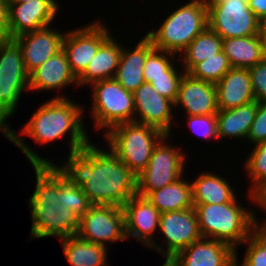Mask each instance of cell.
I'll list each match as a JSON object with an SVG mask.
<instances>
[{
    "label": "cell",
    "instance_id": "1",
    "mask_svg": "<svg viewBox=\"0 0 266 266\" xmlns=\"http://www.w3.org/2000/svg\"><path fill=\"white\" fill-rule=\"evenodd\" d=\"M8 128L3 135L16 145L32 164L36 187L29 197L33 238L57 236L60 239L77 235L79 220L92 204L80 186L75 185L48 158L40 157L31 146Z\"/></svg>",
    "mask_w": 266,
    "mask_h": 266
},
{
    "label": "cell",
    "instance_id": "2",
    "mask_svg": "<svg viewBox=\"0 0 266 266\" xmlns=\"http://www.w3.org/2000/svg\"><path fill=\"white\" fill-rule=\"evenodd\" d=\"M98 147L90 142L69 153L65 164L57 167L81 187L92 205L122 207L137 194V175L110 149Z\"/></svg>",
    "mask_w": 266,
    "mask_h": 266
},
{
    "label": "cell",
    "instance_id": "3",
    "mask_svg": "<svg viewBox=\"0 0 266 266\" xmlns=\"http://www.w3.org/2000/svg\"><path fill=\"white\" fill-rule=\"evenodd\" d=\"M83 107L67 95L58 94L33 112L31 119L20 131L21 136H29L37 144L47 145L70 134L69 153L78 151L91 142L83 125Z\"/></svg>",
    "mask_w": 266,
    "mask_h": 266
},
{
    "label": "cell",
    "instance_id": "4",
    "mask_svg": "<svg viewBox=\"0 0 266 266\" xmlns=\"http://www.w3.org/2000/svg\"><path fill=\"white\" fill-rule=\"evenodd\" d=\"M193 205L202 237L225 242L234 249L259 225L254 209L244 207L237 197L222 204Z\"/></svg>",
    "mask_w": 266,
    "mask_h": 266
},
{
    "label": "cell",
    "instance_id": "5",
    "mask_svg": "<svg viewBox=\"0 0 266 266\" xmlns=\"http://www.w3.org/2000/svg\"><path fill=\"white\" fill-rule=\"evenodd\" d=\"M189 1L169 13L158 29H151L145 34L155 49L179 56L208 27L206 0Z\"/></svg>",
    "mask_w": 266,
    "mask_h": 266
},
{
    "label": "cell",
    "instance_id": "6",
    "mask_svg": "<svg viewBox=\"0 0 266 266\" xmlns=\"http://www.w3.org/2000/svg\"><path fill=\"white\" fill-rule=\"evenodd\" d=\"M164 135L153 126L133 121L118 124L103 136L108 148L138 176L146 168L155 145Z\"/></svg>",
    "mask_w": 266,
    "mask_h": 266
},
{
    "label": "cell",
    "instance_id": "7",
    "mask_svg": "<svg viewBox=\"0 0 266 266\" xmlns=\"http://www.w3.org/2000/svg\"><path fill=\"white\" fill-rule=\"evenodd\" d=\"M27 90L29 74L19 44L14 39L0 40V132L11 128L8 118L15 114L21 95Z\"/></svg>",
    "mask_w": 266,
    "mask_h": 266
},
{
    "label": "cell",
    "instance_id": "8",
    "mask_svg": "<svg viewBox=\"0 0 266 266\" xmlns=\"http://www.w3.org/2000/svg\"><path fill=\"white\" fill-rule=\"evenodd\" d=\"M91 119L97 130L106 132L121 123L133 122L135 118L134 96L125 90L115 78L90 84Z\"/></svg>",
    "mask_w": 266,
    "mask_h": 266
},
{
    "label": "cell",
    "instance_id": "9",
    "mask_svg": "<svg viewBox=\"0 0 266 266\" xmlns=\"http://www.w3.org/2000/svg\"><path fill=\"white\" fill-rule=\"evenodd\" d=\"M170 135H164L155 145L146 168L137 176V194L146 197L184 176L185 151L168 143ZM180 148V149H179Z\"/></svg>",
    "mask_w": 266,
    "mask_h": 266
},
{
    "label": "cell",
    "instance_id": "10",
    "mask_svg": "<svg viewBox=\"0 0 266 266\" xmlns=\"http://www.w3.org/2000/svg\"><path fill=\"white\" fill-rule=\"evenodd\" d=\"M208 27L222 39L259 34V20L247 0H206Z\"/></svg>",
    "mask_w": 266,
    "mask_h": 266
},
{
    "label": "cell",
    "instance_id": "11",
    "mask_svg": "<svg viewBox=\"0 0 266 266\" xmlns=\"http://www.w3.org/2000/svg\"><path fill=\"white\" fill-rule=\"evenodd\" d=\"M77 236L109 247L116 241H126L123 207L92 205L79 220Z\"/></svg>",
    "mask_w": 266,
    "mask_h": 266
},
{
    "label": "cell",
    "instance_id": "12",
    "mask_svg": "<svg viewBox=\"0 0 266 266\" xmlns=\"http://www.w3.org/2000/svg\"><path fill=\"white\" fill-rule=\"evenodd\" d=\"M159 231L162 233L166 245H159L155 241L149 249H154L165 258L171 259L193 242L202 238L194 207L161 213Z\"/></svg>",
    "mask_w": 266,
    "mask_h": 266
},
{
    "label": "cell",
    "instance_id": "13",
    "mask_svg": "<svg viewBox=\"0 0 266 266\" xmlns=\"http://www.w3.org/2000/svg\"><path fill=\"white\" fill-rule=\"evenodd\" d=\"M102 21H94L82 28L66 32L63 50L71 72L78 78L87 68L99 46L112 34Z\"/></svg>",
    "mask_w": 266,
    "mask_h": 266
},
{
    "label": "cell",
    "instance_id": "14",
    "mask_svg": "<svg viewBox=\"0 0 266 266\" xmlns=\"http://www.w3.org/2000/svg\"><path fill=\"white\" fill-rule=\"evenodd\" d=\"M135 118L134 122L150 125L161 130L166 135L173 133L172 126L174 103L161 96L153 86L144 82L134 92ZM174 124V125H172ZM172 132V133H171Z\"/></svg>",
    "mask_w": 266,
    "mask_h": 266
},
{
    "label": "cell",
    "instance_id": "15",
    "mask_svg": "<svg viewBox=\"0 0 266 266\" xmlns=\"http://www.w3.org/2000/svg\"><path fill=\"white\" fill-rule=\"evenodd\" d=\"M57 0L8 3L10 39L51 25L59 13Z\"/></svg>",
    "mask_w": 266,
    "mask_h": 266
},
{
    "label": "cell",
    "instance_id": "16",
    "mask_svg": "<svg viewBox=\"0 0 266 266\" xmlns=\"http://www.w3.org/2000/svg\"><path fill=\"white\" fill-rule=\"evenodd\" d=\"M122 207L126 239L133 237L149 248L157 240L154 233L159 229L160 211L147 197L139 194L131 197Z\"/></svg>",
    "mask_w": 266,
    "mask_h": 266
},
{
    "label": "cell",
    "instance_id": "17",
    "mask_svg": "<svg viewBox=\"0 0 266 266\" xmlns=\"http://www.w3.org/2000/svg\"><path fill=\"white\" fill-rule=\"evenodd\" d=\"M50 26L14 38L22 50L24 67L28 74L63 49L66 32Z\"/></svg>",
    "mask_w": 266,
    "mask_h": 266
},
{
    "label": "cell",
    "instance_id": "18",
    "mask_svg": "<svg viewBox=\"0 0 266 266\" xmlns=\"http://www.w3.org/2000/svg\"><path fill=\"white\" fill-rule=\"evenodd\" d=\"M184 115H216L218 113L215 84L205 82L184 73L174 103V108Z\"/></svg>",
    "mask_w": 266,
    "mask_h": 266
},
{
    "label": "cell",
    "instance_id": "19",
    "mask_svg": "<svg viewBox=\"0 0 266 266\" xmlns=\"http://www.w3.org/2000/svg\"><path fill=\"white\" fill-rule=\"evenodd\" d=\"M234 251L225 242L202 237L177 253L172 260L178 266H233Z\"/></svg>",
    "mask_w": 266,
    "mask_h": 266
},
{
    "label": "cell",
    "instance_id": "20",
    "mask_svg": "<svg viewBox=\"0 0 266 266\" xmlns=\"http://www.w3.org/2000/svg\"><path fill=\"white\" fill-rule=\"evenodd\" d=\"M75 84L79 88L76 76L71 72L68 58L62 49L40 67L29 74V91H62L65 86ZM61 89V90H60Z\"/></svg>",
    "mask_w": 266,
    "mask_h": 266
},
{
    "label": "cell",
    "instance_id": "21",
    "mask_svg": "<svg viewBox=\"0 0 266 266\" xmlns=\"http://www.w3.org/2000/svg\"><path fill=\"white\" fill-rule=\"evenodd\" d=\"M215 88L218 110H229L256 101L249 69L231 68Z\"/></svg>",
    "mask_w": 266,
    "mask_h": 266
},
{
    "label": "cell",
    "instance_id": "22",
    "mask_svg": "<svg viewBox=\"0 0 266 266\" xmlns=\"http://www.w3.org/2000/svg\"><path fill=\"white\" fill-rule=\"evenodd\" d=\"M122 45V53L115 79L127 91L134 92L145 80L144 63L147 55L154 49L151 40L144 35L136 46L126 49Z\"/></svg>",
    "mask_w": 266,
    "mask_h": 266
},
{
    "label": "cell",
    "instance_id": "23",
    "mask_svg": "<svg viewBox=\"0 0 266 266\" xmlns=\"http://www.w3.org/2000/svg\"><path fill=\"white\" fill-rule=\"evenodd\" d=\"M117 41L111 34L99 46L85 71L77 78L79 87L115 77L122 53V45Z\"/></svg>",
    "mask_w": 266,
    "mask_h": 266
},
{
    "label": "cell",
    "instance_id": "24",
    "mask_svg": "<svg viewBox=\"0 0 266 266\" xmlns=\"http://www.w3.org/2000/svg\"><path fill=\"white\" fill-rule=\"evenodd\" d=\"M195 179L191 182L193 204H222L239 197L230 181L216 172H202Z\"/></svg>",
    "mask_w": 266,
    "mask_h": 266
},
{
    "label": "cell",
    "instance_id": "25",
    "mask_svg": "<svg viewBox=\"0 0 266 266\" xmlns=\"http://www.w3.org/2000/svg\"><path fill=\"white\" fill-rule=\"evenodd\" d=\"M257 110V101L229 110H218L217 137L218 140L238 138L246 139Z\"/></svg>",
    "mask_w": 266,
    "mask_h": 266
},
{
    "label": "cell",
    "instance_id": "26",
    "mask_svg": "<svg viewBox=\"0 0 266 266\" xmlns=\"http://www.w3.org/2000/svg\"><path fill=\"white\" fill-rule=\"evenodd\" d=\"M222 50L232 68L249 69L263 60V40L259 34L222 39Z\"/></svg>",
    "mask_w": 266,
    "mask_h": 266
},
{
    "label": "cell",
    "instance_id": "27",
    "mask_svg": "<svg viewBox=\"0 0 266 266\" xmlns=\"http://www.w3.org/2000/svg\"><path fill=\"white\" fill-rule=\"evenodd\" d=\"M64 255L72 266H109L108 247L80 239L77 235L60 239Z\"/></svg>",
    "mask_w": 266,
    "mask_h": 266
},
{
    "label": "cell",
    "instance_id": "28",
    "mask_svg": "<svg viewBox=\"0 0 266 266\" xmlns=\"http://www.w3.org/2000/svg\"><path fill=\"white\" fill-rule=\"evenodd\" d=\"M184 177L146 196L160 213L193 208L192 184Z\"/></svg>",
    "mask_w": 266,
    "mask_h": 266
},
{
    "label": "cell",
    "instance_id": "29",
    "mask_svg": "<svg viewBox=\"0 0 266 266\" xmlns=\"http://www.w3.org/2000/svg\"><path fill=\"white\" fill-rule=\"evenodd\" d=\"M222 38L207 27L180 54L181 68L188 73L197 63L222 52Z\"/></svg>",
    "mask_w": 266,
    "mask_h": 266
},
{
    "label": "cell",
    "instance_id": "30",
    "mask_svg": "<svg viewBox=\"0 0 266 266\" xmlns=\"http://www.w3.org/2000/svg\"><path fill=\"white\" fill-rule=\"evenodd\" d=\"M250 152L244 164L246 175L251 181L248 201L259 208L258 197L266 190V141L254 145Z\"/></svg>",
    "mask_w": 266,
    "mask_h": 266
},
{
    "label": "cell",
    "instance_id": "31",
    "mask_svg": "<svg viewBox=\"0 0 266 266\" xmlns=\"http://www.w3.org/2000/svg\"><path fill=\"white\" fill-rule=\"evenodd\" d=\"M231 68L228 57L222 51L197 63L188 73L196 79L216 84Z\"/></svg>",
    "mask_w": 266,
    "mask_h": 266
},
{
    "label": "cell",
    "instance_id": "32",
    "mask_svg": "<svg viewBox=\"0 0 266 266\" xmlns=\"http://www.w3.org/2000/svg\"><path fill=\"white\" fill-rule=\"evenodd\" d=\"M178 59L176 54L153 49L146 57L143 69V76L145 82H152L154 78H158L159 76H166V70L173 64L178 63L176 61Z\"/></svg>",
    "mask_w": 266,
    "mask_h": 266
},
{
    "label": "cell",
    "instance_id": "33",
    "mask_svg": "<svg viewBox=\"0 0 266 266\" xmlns=\"http://www.w3.org/2000/svg\"><path fill=\"white\" fill-rule=\"evenodd\" d=\"M243 244L247 246L244 257L251 266H266V226L259 224Z\"/></svg>",
    "mask_w": 266,
    "mask_h": 266
},
{
    "label": "cell",
    "instance_id": "34",
    "mask_svg": "<svg viewBox=\"0 0 266 266\" xmlns=\"http://www.w3.org/2000/svg\"><path fill=\"white\" fill-rule=\"evenodd\" d=\"M176 63L172 64L166 70V76H159L158 78H154L150 84L153 88L163 97L171 100L175 103L179 91V86L182 80V77L185 73L183 68L182 71L176 68ZM180 72H179V71Z\"/></svg>",
    "mask_w": 266,
    "mask_h": 266
},
{
    "label": "cell",
    "instance_id": "35",
    "mask_svg": "<svg viewBox=\"0 0 266 266\" xmlns=\"http://www.w3.org/2000/svg\"><path fill=\"white\" fill-rule=\"evenodd\" d=\"M187 124L191 131L198 137L214 140L217 137V119L216 115H185ZM212 138V139H211Z\"/></svg>",
    "mask_w": 266,
    "mask_h": 266
},
{
    "label": "cell",
    "instance_id": "36",
    "mask_svg": "<svg viewBox=\"0 0 266 266\" xmlns=\"http://www.w3.org/2000/svg\"><path fill=\"white\" fill-rule=\"evenodd\" d=\"M252 89L257 102L266 103V61L249 68Z\"/></svg>",
    "mask_w": 266,
    "mask_h": 266
},
{
    "label": "cell",
    "instance_id": "37",
    "mask_svg": "<svg viewBox=\"0 0 266 266\" xmlns=\"http://www.w3.org/2000/svg\"><path fill=\"white\" fill-rule=\"evenodd\" d=\"M247 140L254 145L266 141V103L257 102V110Z\"/></svg>",
    "mask_w": 266,
    "mask_h": 266
},
{
    "label": "cell",
    "instance_id": "38",
    "mask_svg": "<svg viewBox=\"0 0 266 266\" xmlns=\"http://www.w3.org/2000/svg\"><path fill=\"white\" fill-rule=\"evenodd\" d=\"M10 39L8 3L0 0V40Z\"/></svg>",
    "mask_w": 266,
    "mask_h": 266
},
{
    "label": "cell",
    "instance_id": "39",
    "mask_svg": "<svg viewBox=\"0 0 266 266\" xmlns=\"http://www.w3.org/2000/svg\"><path fill=\"white\" fill-rule=\"evenodd\" d=\"M247 2L259 21L266 16V0H247Z\"/></svg>",
    "mask_w": 266,
    "mask_h": 266
},
{
    "label": "cell",
    "instance_id": "40",
    "mask_svg": "<svg viewBox=\"0 0 266 266\" xmlns=\"http://www.w3.org/2000/svg\"><path fill=\"white\" fill-rule=\"evenodd\" d=\"M258 207L262 208V210L266 212V190L258 197ZM259 224L266 226V220L264 219V222Z\"/></svg>",
    "mask_w": 266,
    "mask_h": 266
},
{
    "label": "cell",
    "instance_id": "41",
    "mask_svg": "<svg viewBox=\"0 0 266 266\" xmlns=\"http://www.w3.org/2000/svg\"><path fill=\"white\" fill-rule=\"evenodd\" d=\"M238 250L235 249L234 254H233V266H251V263L244 257L242 260L241 265L239 264V257L238 256Z\"/></svg>",
    "mask_w": 266,
    "mask_h": 266
},
{
    "label": "cell",
    "instance_id": "42",
    "mask_svg": "<svg viewBox=\"0 0 266 266\" xmlns=\"http://www.w3.org/2000/svg\"><path fill=\"white\" fill-rule=\"evenodd\" d=\"M259 35L266 40V16L259 21Z\"/></svg>",
    "mask_w": 266,
    "mask_h": 266
},
{
    "label": "cell",
    "instance_id": "43",
    "mask_svg": "<svg viewBox=\"0 0 266 266\" xmlns=\"http://www.w3.org/2000/svg\"><path fill=\"white\" fill-rule=\"evenodd\" d=\"M162 266H178L171 258H165Z\"/></svg>",
    "mask_w": 266,
    "mask_h": 266
},
{
    "label": "cell",
    "instance_id": "44",
    "mask_svg": "<svg viewBox=\"0 0 266 266\" xmlns=\"http://www.w3.org/2000/svg\"><path fill=\"white\" fill-rule=\"evenodd\" d=\"M6 1L7 3H25L28 2L29 0H6Z\"/></svg>",
    "mask_w": 266,
    "mask_h": 266
},
{
    "label": "cell",
    "instance_id": "45",
    "mask_svg": "<svg viewBox=\"0 0 266 266\" xmlns=\"http://www.w3.org/2000/svg\"><path fill=\"white\" fill-rule=\"evenodd\" d=\"M263 60L266 61V40H263Z\"/></svg>",
    "mask_w": 266,
    "mask_h": 266
}]
</instances>
